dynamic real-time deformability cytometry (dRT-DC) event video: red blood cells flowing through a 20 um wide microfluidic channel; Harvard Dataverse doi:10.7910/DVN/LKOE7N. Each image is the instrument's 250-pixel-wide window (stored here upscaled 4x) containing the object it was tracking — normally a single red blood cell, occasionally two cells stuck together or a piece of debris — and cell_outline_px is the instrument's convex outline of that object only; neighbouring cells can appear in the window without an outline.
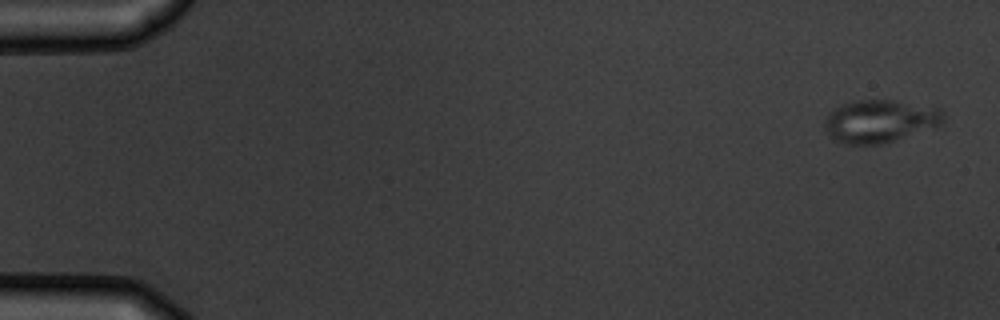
{"species": "common noctule bat (a hibernating species)", "species_latin": "Nyctalus noctula", "temperature_condition": "warm", "stored_images_in_passage": 5, "camera_frame_rate_fps": 3000, "um_per_image_px": 0.085, "animal": {"sex": "male", "body_mass_g": 19.5, "forearm_length_mm": 54.6}, "frame": {"image": 1, "passage_image": 1, "time_ms": 0.0, "image_size_px": [1000, 320], "cell_outline_px": [[944, 120], [940, 124], [888, 144], [844, 144], [832, 140], [824, 128], [824, 124], [828, 112], [840, 104], [852, 100], [892, 100], [940, 108], [944, 112]], "centroid_in_image_um": [74.74, 10.3], "position_along_channel_um": 10.3, "area_um2": 29.94}}